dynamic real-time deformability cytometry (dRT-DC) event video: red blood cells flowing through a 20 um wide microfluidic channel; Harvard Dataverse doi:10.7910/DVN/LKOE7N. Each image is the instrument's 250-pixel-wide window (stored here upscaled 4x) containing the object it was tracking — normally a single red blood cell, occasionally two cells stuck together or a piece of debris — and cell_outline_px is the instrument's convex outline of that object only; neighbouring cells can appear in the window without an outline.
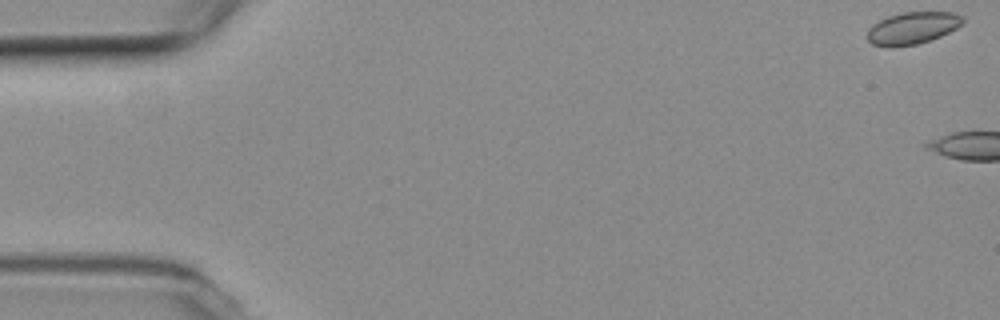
{"species": "common noctule bat (a hibernating species)", "species_latin": "Nyctalus noctula", "temperature_condition": "room temperature", "stored_images_in_passage": 4, "camera_frame_rate_fps": 3000, "um_per_image_px": 0.085, "animal": {"sex": "female", "body_mass_g": 19.3, "forearm_length_mm": 54.1}, "frame": {"image": 1, "passage_image": 1, "time_ms": 0.0, "image_size_px": [1000, 320], "cell_outline_px": [[964, 20], [956, 28], [940, 36], [916, 44], [872, 44], [868, 40], [868, 28], [872, 24], [888, 16], [900, 12], [952, 12], [960, 16]], "centroid_in_image_um": [77.56, 2.33], "position_along_channel_um": 7.4, "area_um2": 17.11}}